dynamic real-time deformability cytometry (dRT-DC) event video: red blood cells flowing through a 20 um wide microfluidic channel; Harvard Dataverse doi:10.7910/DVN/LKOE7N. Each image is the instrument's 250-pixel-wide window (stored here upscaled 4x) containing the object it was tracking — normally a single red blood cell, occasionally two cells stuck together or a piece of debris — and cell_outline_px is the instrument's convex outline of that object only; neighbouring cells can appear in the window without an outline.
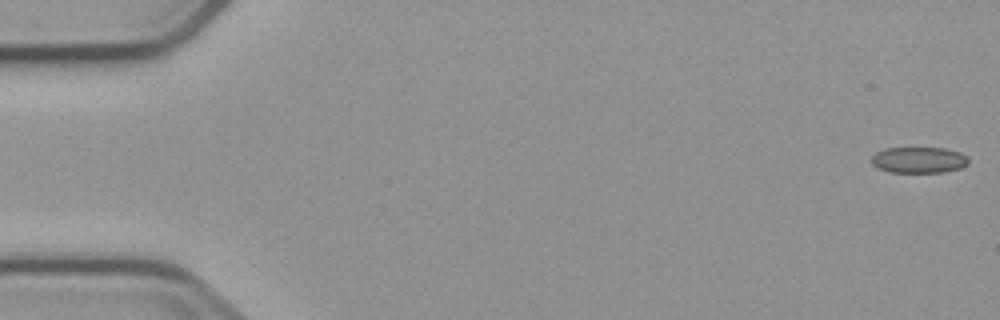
{"species": "common noctule bat (a hibernating species)", "species_latin": "Nyctalus noctula", "temperature_condition": "cold", "stored_images_in_passage": 6, "camera_frame_rate_fps": 3000, "um_per_image_px": 0.085, "animal": {"sex": "male", "body_mass_g": 23.1, "forearm_length_mm": 52.7}, "frame": {"image": 1, "passage_image": 1, "time_ms": 0.0, "image_size_px": [1000, 320], "cell_outline_px": [[968, 164], [960, 168], [944, 172], [888, 172], [876, 168], [872, 164], [872, 156], [876, 152], [884, 148], [944, 148], [960, 152], [968, 156]], "centroid_in_image_um": [78.09, 13.6], "position_along_channel_um": 6.9, "area_um2": 14.85}}